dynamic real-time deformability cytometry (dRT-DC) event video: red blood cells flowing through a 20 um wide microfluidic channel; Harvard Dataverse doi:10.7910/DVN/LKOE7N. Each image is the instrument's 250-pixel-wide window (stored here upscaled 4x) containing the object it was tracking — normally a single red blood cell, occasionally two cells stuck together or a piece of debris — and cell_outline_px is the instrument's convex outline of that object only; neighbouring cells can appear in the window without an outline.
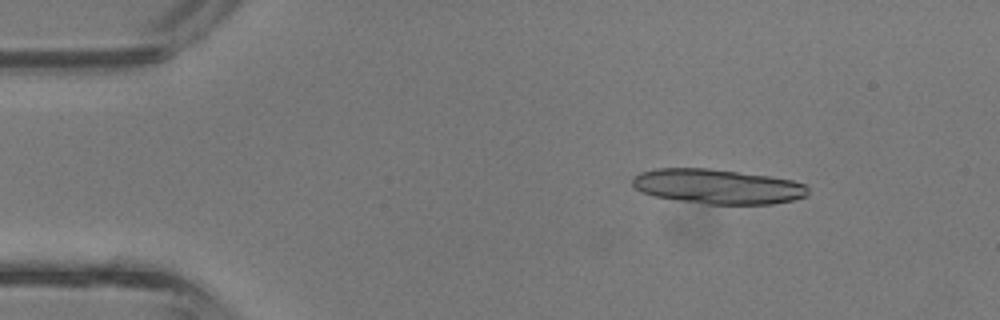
{"species": "common noctule bat (a hibernating species)", "species_latin": "Nyctalus noctula", "temperature_condition": "room temperature", "stored_images_in_passage": 3, "camera_frame_rate_fps": 3000, "um_per_image_px": 0.085, "animal": {"sex": "male", "body_mass_g": 13.3}, "frame": {"image": 1, "passage_image": 1, "time_ms": 0.0, "image_size_px": [1000, 320], "cell_outline_px": [[808, 196], [792, 200], [772, 204], [708, 204], [680, 200], [656, 196], [644, 192], [636, 188], [632, 184], [632, 176], [640, 172], [656, 168], [708, 168], [768, 176], [792, 180], [804, 184], [808, 188]], "centroid_in_image_um": [61.0, 15.84], "position_along_channel_um": 24.0, "area_um2": 35.37}}